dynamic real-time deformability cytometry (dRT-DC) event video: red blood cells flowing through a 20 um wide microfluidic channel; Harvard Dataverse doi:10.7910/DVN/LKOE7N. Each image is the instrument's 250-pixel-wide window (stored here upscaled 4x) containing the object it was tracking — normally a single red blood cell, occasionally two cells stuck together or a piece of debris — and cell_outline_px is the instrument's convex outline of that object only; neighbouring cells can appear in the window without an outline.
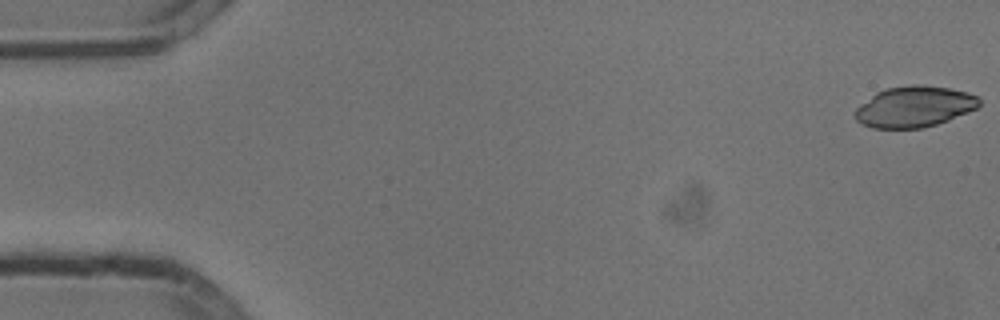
{"species": "common noctule bat (a hibernating species)", "species_latin": "Nyctalus noctula", "temperature_condition": "cold", "stored_images_in_passage": 54, "camera_frame_rate_fps": 3000, "um_per_image_px": 0.085, "animal": {"sex": "male", "body_mass_g": 13.3}, "frame": {"image": 1, "passage_image": 1, "time_ms": 0.0, "image_size_px": [1000, 320], "cell_outline_px": [[980, 104], [976, 108], [968, 112], [948, 120], [936, 124], [920, 128], [872, 128], [856, 120], [856, 108], [876, 92], [884, 88], [908, 84], [924, 84], [948, 88], [968, 92], [980, 96]], "centroid_in_image_um": [77.74, 9.04], "position_along_channel_um": 7.3, "area_um2": 29.71}}
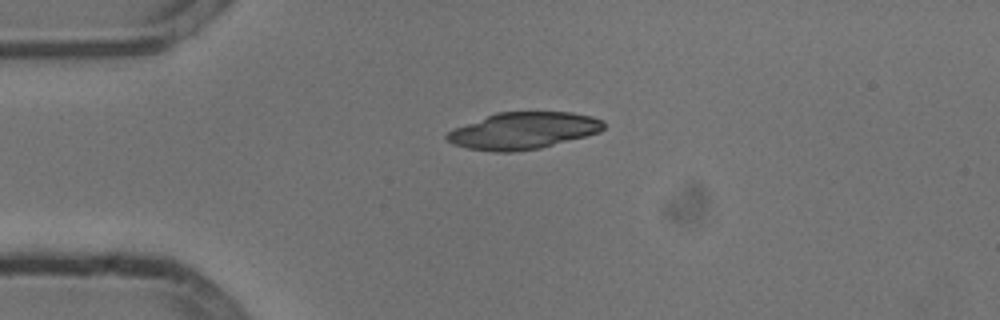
{"frame": {"image": 2, "passage_image": 13, "time_ms": 4.0, "image_size_px": [1000, 320], "cell_outline_px": [[604, 128], [596, 132], [584, 136], [536, 148], [508, 152], [500, 152], [468, 148], [456, 144], [448, 140], [444, 136], [448, 132], [456, 128], [496, 112], [572, 112], [592, 116], [604, 120]], "centroid_in_image_um": [44.48, 11.08], "position_along_channel_um": 40.5, "area_um2": 32.77}}